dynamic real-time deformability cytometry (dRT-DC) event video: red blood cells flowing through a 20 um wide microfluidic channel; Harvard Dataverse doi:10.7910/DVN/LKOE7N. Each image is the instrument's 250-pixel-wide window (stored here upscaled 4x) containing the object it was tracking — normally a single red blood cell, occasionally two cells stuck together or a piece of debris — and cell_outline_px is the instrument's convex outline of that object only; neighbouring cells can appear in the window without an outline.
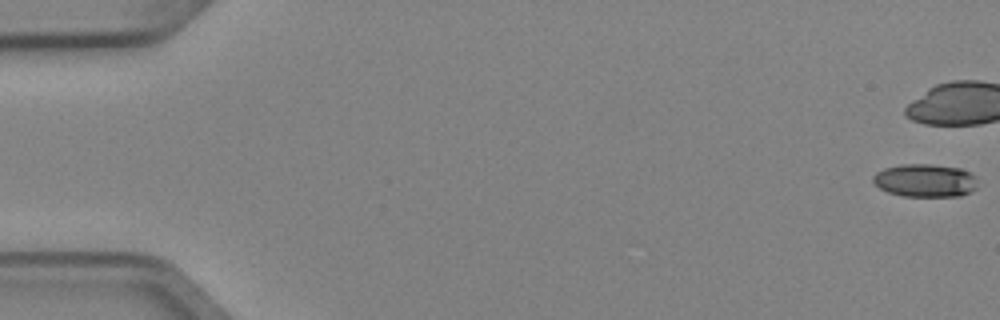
{"species": "Egyptian fruit bat (a non-hibernating species)", "species_latin": "Rousettus aegyptiacus", "temperature_condition": "cold", "stored_images_in_passage": 7, "camera_frame_rate_fps": 3000, "um_per_image_px": 0.085, "animal": {"sex": "female"}, "frame": {"image": 1, "passage_image": 1, "time_ms": 0.0, "image_size_px": [1000, 320], "cell_outline_px": [[976, 188], [960, 196], [904, 196], [888, 192], [880, 188], [872, 180], [872, 176], [876, 172], [884, 168], [900, 164], [932, 164], [960, 168], [976, 176]], "centroid_in_image_um": [78.62, 15.33], "position_along_channel_um": 6.4, "area_um2": 20.11}}